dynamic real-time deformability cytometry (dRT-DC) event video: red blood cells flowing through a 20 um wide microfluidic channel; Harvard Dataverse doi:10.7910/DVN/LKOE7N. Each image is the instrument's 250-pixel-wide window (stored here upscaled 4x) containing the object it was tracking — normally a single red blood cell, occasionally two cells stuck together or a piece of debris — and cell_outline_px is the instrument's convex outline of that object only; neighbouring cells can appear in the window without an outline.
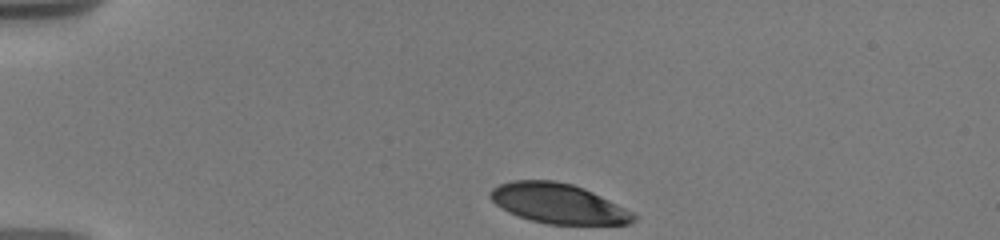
{"species": "human", "species_latin": "Homo sapiens", "temperature_condition": "warm", "stored_images_in_passage": 12, "camera_frame_rate_fps": 3000, "um_per_image_px": 0.085, "donor": {"sex": "male"}, "frame": {"image": 1, "passage_image": 1, "time_ms": 0.0, "image_size_px": [1000, 240], "cell_outline_px": [[636, 220], [628, 224], [548, 224], [532, 220], [508, 212], [496, 204], [488, 196], [488, 192], [492, 188], [500, 184], [512, 180], [556, 180], [572, 184], [584, 188], [632, 212], [636, 216]], "centroid_in_image_um": [47.41, 17.29], "position_along_channel_um": 37.6, "area_um2": 33.06}}
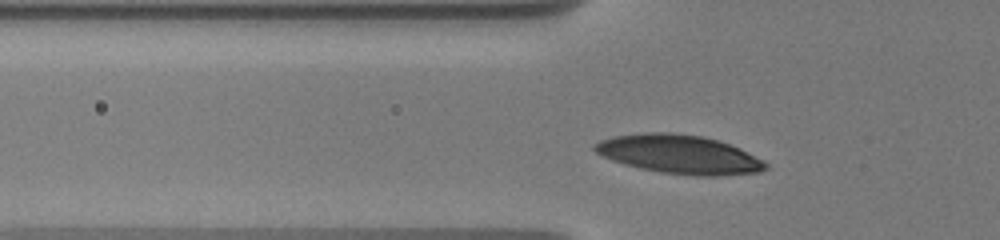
{"frame": {"image": 2, "passage_image": 7, "time_ms": 2.333, "image_size_px": [1000, 240], "cell_outline_px": [[768, 168], [760, 172], [720, 176], [692, 176], [660, 172], [640, 168], [624, 164], [612, 160], [596, 152], [592, 148], [592, 144], [600, 140], [612, 136], [648, 132], [672, 132], [700, 136], [716, 140], [740, 148], [764, 160], [768, 164]], "centroid_in_image_um": [57.74, 13.12], "position_along_channel_um": 68.1, "area_um2": 38.78}}
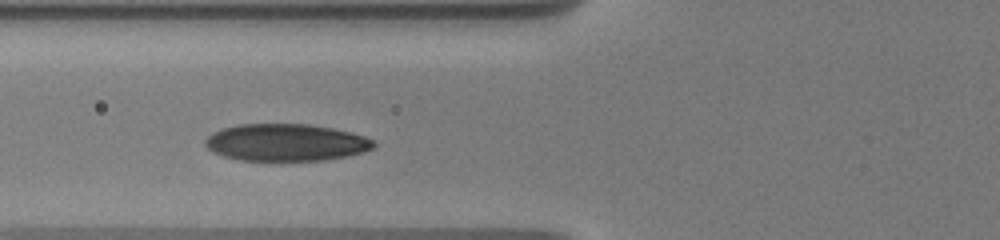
{"frame": {"image": 3, "passage_image": 11, "time_ms": 3.333, "image_size_px": [1000, 240], "cell_outline_px": [[376, 144], [372, 148], [360, 152], [344, 156], [324, 160], [240, 160], [224, 156], [212, 152], [204, 144], [204, 140], [212, 132], [220, 128], [240, 124], [308, 124], [332, 128], [352, 132], [364, 136], [372, 140]], "centroid_in_image_um": [24.25, 12.1], "position_along_channel_um": 101.6, "area_um2": 36.3}}